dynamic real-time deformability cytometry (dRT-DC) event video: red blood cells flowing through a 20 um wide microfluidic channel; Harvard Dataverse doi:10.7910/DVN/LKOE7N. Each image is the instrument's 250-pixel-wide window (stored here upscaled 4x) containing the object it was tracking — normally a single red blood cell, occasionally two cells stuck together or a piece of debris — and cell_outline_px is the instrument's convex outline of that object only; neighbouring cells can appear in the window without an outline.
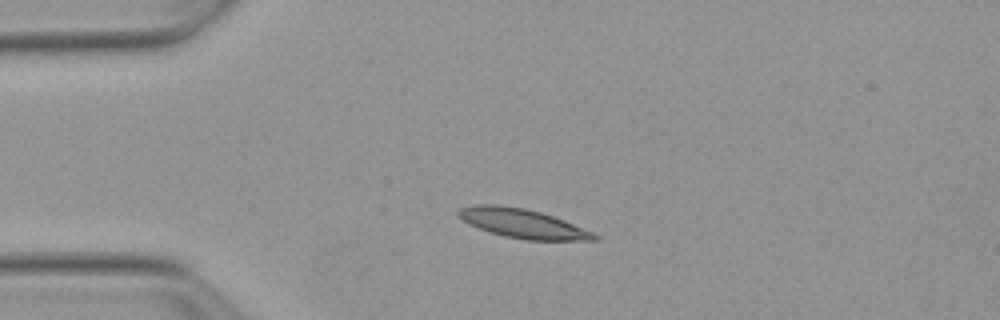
{"species": "Egyptian fruit bat (a non-hibernating species)", "species_latin": "Rousettus aegyptiacus", "temperature_condition": "warm", "stored_images_in_passage": 42, "camera_frame_rate_fps": 3000, "um_per_image_px": 0.085, "animal": {"sex": "female"}, "frame": {"image": 1, "passage_image": 1, "time_ms": 0.0, "image_size_px": [1000, 320], "cell_outline_px": [[600, 240], [528, 240], [504, 236], [488, 232], [468, 224], [456, 216], [456, 212], [460, 208], [472, 204], [496, 204], [524, 208], [540, 212], [564, 220], [592, 232], [600, 236]], "centroid_in_image_um": [44.36, 18.99], "position_along_channel_um": 40.6, "area_um2": 23.24}}
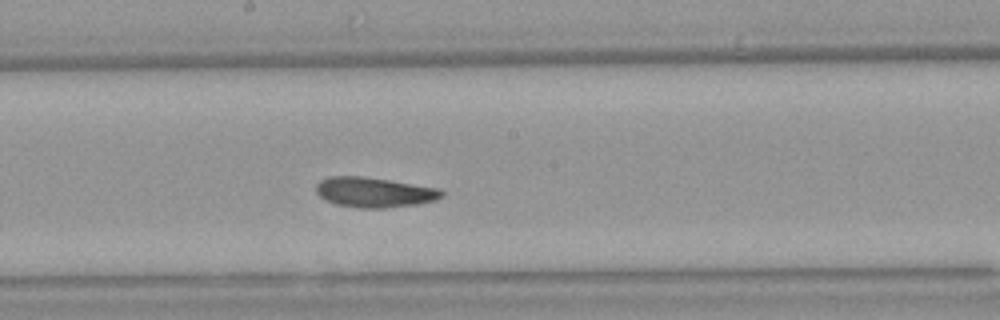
{"frame": {"image": 2, "passage_image": 17, "time_ms": 5.333, "image_size_px": [1000, 320], "cell_outline_px": [[444, 196], [436, 200], [416, 204], [384, 208], [356, 208], [336, 204], [324, 200], [316, 192], [316, 184], [320, 180], [328, 176], [360, 176], [388, 180], [440, 188], [444, 192]], "centroid_in_image_um": [31.8, 16.35], "position_along_channel_um": 216.4, "area_um2": 22.08}}
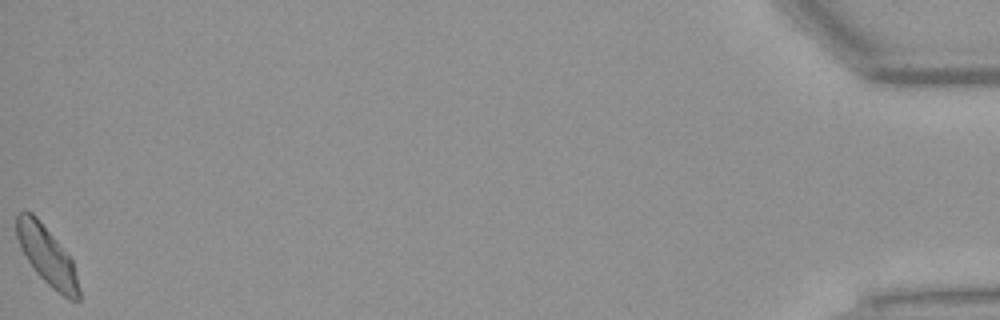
{"frame": {"image": 3, "passage_image": 42, "time_ms": 13.667, "image_size_px": [1000, 320], "cell_outline_px": [[80, 300], [68, 300], [52, 288], [36, 272], [24, 256], [20, 248], [16, 236], [16, 212], [24, 208], [32, 212], [36, 216], [72, 260], [76, 272], [80, 292]], "centroid_in_image_um": [3.95, 21.71], "position_along_channel_um": 431.2, "area_um2": 21.33}, "authors_computed_cell_mechanics": {"area_um2": 21.4727, "velocity_mm_per_s": 3.8129, "shape_relaxation_time_tau1_ms": 3.7048, "shape_relaxation_time_tau2_ms": 2.7653, "deformation_change_tau1": 0.1339, "deformation_change_tau2": 0.0906}}